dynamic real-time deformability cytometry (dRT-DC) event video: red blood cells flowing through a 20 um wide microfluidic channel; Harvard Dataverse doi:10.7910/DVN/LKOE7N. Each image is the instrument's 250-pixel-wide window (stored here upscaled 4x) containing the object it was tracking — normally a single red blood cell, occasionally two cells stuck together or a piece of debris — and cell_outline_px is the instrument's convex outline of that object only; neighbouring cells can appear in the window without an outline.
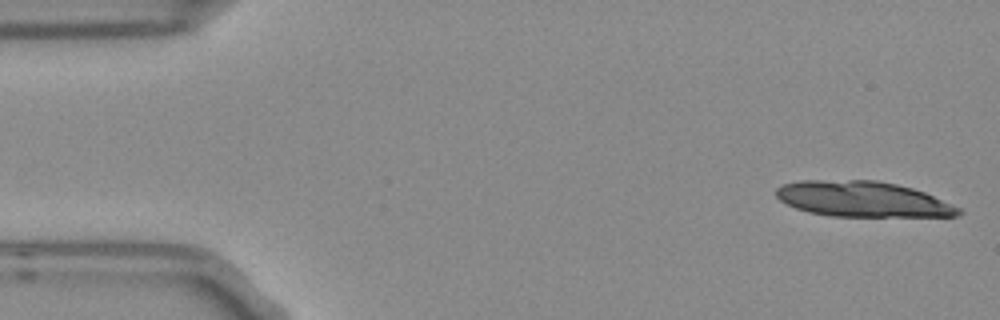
{"species": "Egyptian fruit bat (a non-hibernating species)", "species_latin": "Rousettus aegyptiacus", "temperature_condition": "room temperature", "stored_images_in_passage": 4, "camera_frame_rate_fps": 3000, "um_per_image_px": 0.085, "frame": {"image": 1, "passage_image": 1, "time_ms": 0.0, "image_size_px": [1000, 320], "cell_outline_px": [[964, 212], [960, 216], [832, 216], [808, 212], [796, 208], [780, 200], [776, 196], [776, 188], [780, 184], [800, 180], [876, 180], [896, 184], [912, 188], [924, 192], [960, 208]], "centroid_in_image_um": [73.3, 16.92], "position_along_channel_um": 11.7, "area_um2": 37.69}}